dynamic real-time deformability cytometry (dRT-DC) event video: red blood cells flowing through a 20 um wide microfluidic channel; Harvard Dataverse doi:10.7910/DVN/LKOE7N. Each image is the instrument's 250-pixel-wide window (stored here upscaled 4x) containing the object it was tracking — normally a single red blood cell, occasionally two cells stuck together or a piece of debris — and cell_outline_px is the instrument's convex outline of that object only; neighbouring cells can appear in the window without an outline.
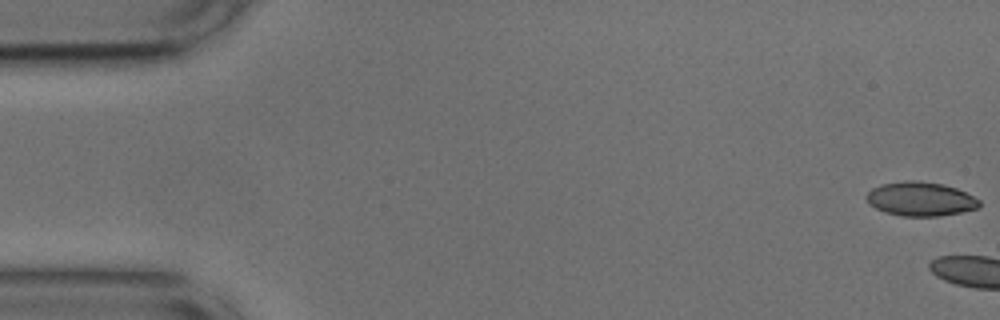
{"species": "common noctule bat (a hibernating species)", "species_latin": "Nyctalus noctula", "temperature_condition": "cold", "stored_images_in_passage": 4, "camera_frame_rate_fps": 3000, "um_per_image_px": 0.085, "animal": {"sex": "male", "body_mass_g": 17.9, "forearm_length_mm": 54.2}, "frame": {"image": 1, "passage_image": 1, "time_ms": 0.0, "image_size_px": [1000, 320], "cell_outline_px": [[980, 208], [940, 216], [904, 216], [884, 212], [868, 204], [864, 196], [872, 188], [880, 184], [904, 180], [912, 180], [944, 184], [956, 188], [980, 200]], "centroid_in_image_um": [78.21, 16.91], "position_along_channel_um": 6.8, "area_um2": 22.54}}